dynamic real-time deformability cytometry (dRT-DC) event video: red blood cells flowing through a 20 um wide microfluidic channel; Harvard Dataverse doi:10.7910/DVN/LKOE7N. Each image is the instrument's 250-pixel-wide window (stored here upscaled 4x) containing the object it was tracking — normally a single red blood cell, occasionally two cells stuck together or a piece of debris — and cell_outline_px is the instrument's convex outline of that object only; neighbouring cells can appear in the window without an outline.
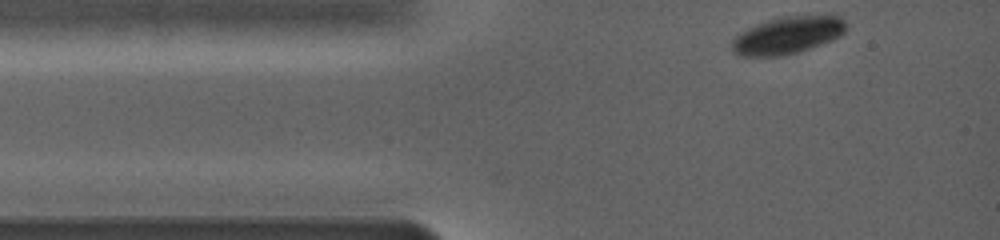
{"species": "common noctule bat (a hibernating species)", "species_latin": "Nyctalus noctula", "temperature_condition": "warm", "stored_images_in_passage": 23, "camera_frame_rate_fps": 5000, "um_per_image_px": 0.085, "animal": {"sex": "female", "body_mass_g": 19.0, "forearm_length_mm": 56.7}, "frame": {"image": 1, "passage_image": 1, "time_ms": 0.0, "image_size_px": [1000, 240], "cell_outline_px": [[844, 32], [840, 36], [832, 40], [796, 52], [780, 56], [736, 56], [732, 52], [732, 40], [740, 32], [756, 24], [780, 16], [832, 12], [840, 16], [844, 20]], "centroid_in_image_um": [66.97, 2.94], "position_along_channel_um": 18.0, "area_um2": 25.37}}
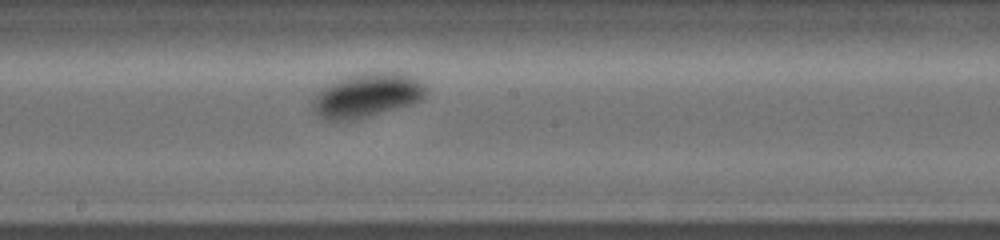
{"frame": {"image": 2, "passage_image": 13, "time_ms": 6.4, "image_size_px": [1000, 240], "cell_outline_px": [[424, 92], [416, 100], [404, 104], [360, 116], [336, 120], [332, 120], [324, 116], [316, 108], [316, 104], [324, 88], [348, 76], [364, 72], [404, 72], [420, 80], [424, 88]], "centroid_in_image_um": [31.28, 8.0], "position_along_channel_um": 216.9, "area_um2": 26.24}}
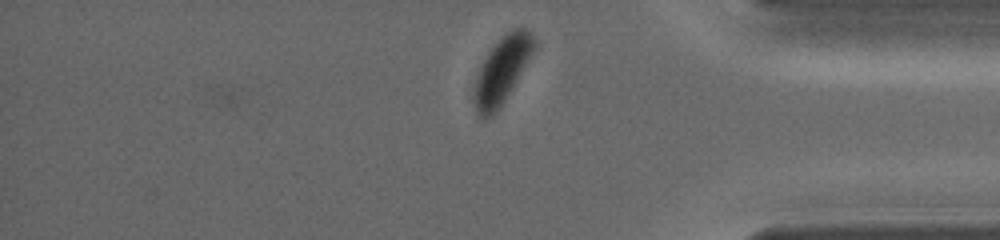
{"frame": {"image": 3, "passage_image": 23, "time_ms": 11.6, "image_size_px": [1000, 240], "cell_outline_px": [[536, 48], [508, 92], [500, 104], [484, 120], [480, 116], [476, 108], [472, 96], [476, 80], [480, 68], [488, 52], [512, 28], [524, 28], [536, 40]], "centroid_in_image_um": [42.67, 5.92], "position_along_channel_um": 392.5, "area_um2": 21.91}, "authors_computed_cell_mechanics": {"area_um2": 26.5302, "velocity_mm_per_s": 3.6812, "shape_relaxation_time_tau1_ms": 1.2308, "shape_relaxation_time_tau2_ms": null, "deformation_change_tau1": 0.0836, "deformation_change_tau2": null}}